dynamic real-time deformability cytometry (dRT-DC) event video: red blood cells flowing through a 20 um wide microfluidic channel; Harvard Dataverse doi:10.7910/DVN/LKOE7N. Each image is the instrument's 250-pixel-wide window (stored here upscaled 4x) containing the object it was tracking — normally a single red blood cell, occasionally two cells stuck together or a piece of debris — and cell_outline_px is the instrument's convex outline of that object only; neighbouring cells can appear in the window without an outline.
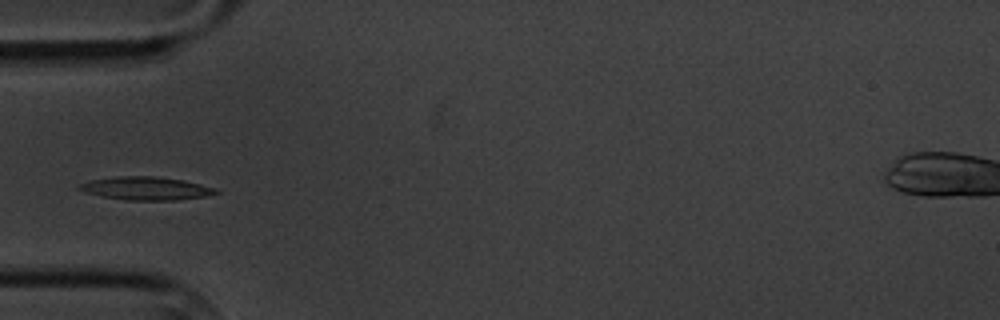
{"species": "common noctule bat (a hibernating species)", "species_latin": "Nyctalus noctula", "temperature_condition": "cold", "stored_images_in_passage": 11, "camera_frame_rate_fps": 3000, "um_per_image_px": 0.085, "animal": {"sex": "male", "body_mass_g": 20.1, "forearm_length_mm": 53.5}, "frame": {"image": 1, "passage_image": 4, "time_ms": 4.333, "image_size_px": [1000, 320], "cell_outline_px": [[220, 192], [204, 196], [176, 200], [128, 200], [104, 196], [84, 192], [76, 188], [76, 184], [92, 180], [116, 176], [156, 176], [184, 180], [216, 188]], "centroid_in_image_um": [12.38, 16.0], "position_along_channel_um": 72.6, "area_um2": 18.38}}
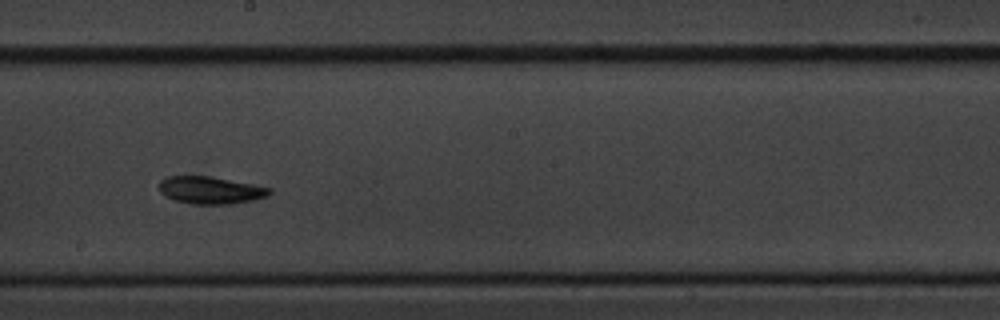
{"frame": {"image": 2, "passage_image": 8, "time_ms": 9.0, "image_size_px": [1000, 320], "cell_outline_px": [[272, 192], [268, 196], [252, 200], [232, 204], [192, 204], [176, 200], [164, 196], [160, 192], [160, 180], [168, 176], [208, 176], [252, 184], [272, 188]], "centroid_in_image_um": [17.9, 16.17], "position_along_channel_um": 230.3, "area_um2": 17.51}}
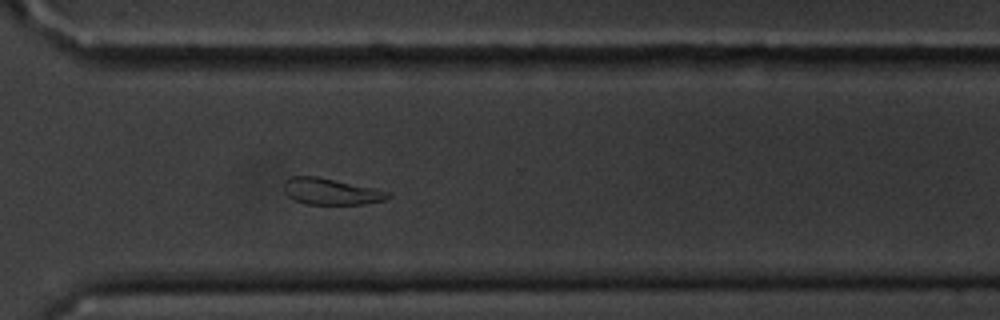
{"frame": {"image": 3, "passage_image": 11, "time_ms": 12.333, "image_size_px": [1000, 320], "cell_outline_px": [[392, 196], [384, 200], [364, 204], [308, 204], [296, 200], [288, 196], [284, 192], [284, 180], [292, 176], [316, 176], [392, 192]], "centroid_in_image_um": [28.14, 16.28], "position_along_channel_um": 342.5, "area_um2": 15.9}}